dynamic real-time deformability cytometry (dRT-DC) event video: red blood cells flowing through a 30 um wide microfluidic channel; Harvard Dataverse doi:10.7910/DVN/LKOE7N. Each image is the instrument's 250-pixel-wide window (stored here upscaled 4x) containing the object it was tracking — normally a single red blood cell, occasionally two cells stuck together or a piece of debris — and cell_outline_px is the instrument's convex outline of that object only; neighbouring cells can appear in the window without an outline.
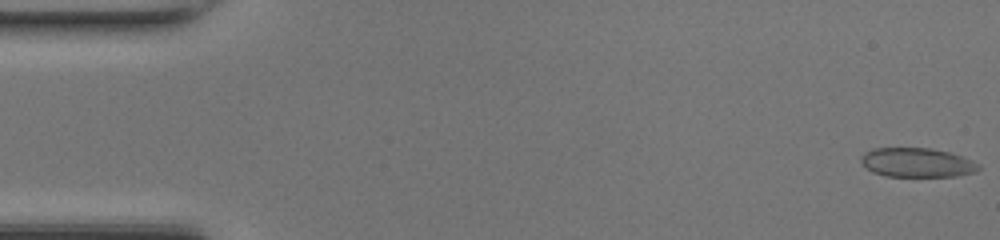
{"species": "common noctule bat (a hibernating species)", "species_latin": "Nyctalus noctula", "temperature_condition": "room temperature", "stored_images_in_passage": 42, "camera_frame_rate_fps": 3000, "um_per_image_px": 0.085, "animal": {"sex": "female", "body_mass_g": 17.0, "forearm_length_mm": 48.0}, "frame": {"image": 1, "passage_image": 1, "time_ms": 0.0, "image_size_px": [1000, 240], "cell_outline_px": [[980, 168], [976, 172], [956, 176], [884, 176], [872, 172], [860, 160], [860, 156], [864, 152], [872, 148], [932, 148], [948, 152], [972, 160], [980, 164]], "centroid_in_image_um": [77.94, 13.81], "position_along_channel_um": 7.1, "area_um2": 20.06}}
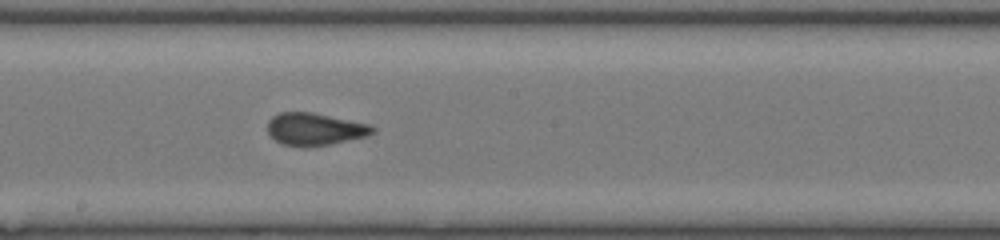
{"frame": {"image": 2, "passage_image": 26, "time_ms": 8.333, "image_size_px": [1000, 240], "cell_outline_px": [[376, 132], [368, 136], [332, 144], [304, 148], [280, 144], [268, 132], [268, 120], [272, 116], [280, 112], [312, 112], [372, 124], [376, 128]], "centroid_in_image_um": [26.8, 10.99], "position_along_channel_um": 221.4, "area_um2": 20.29}}
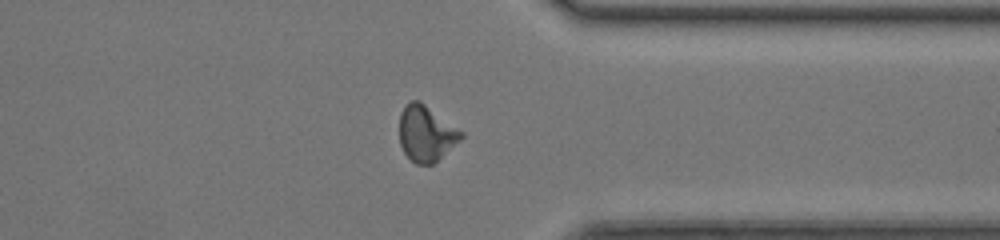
{"frame": {"image": 3, "passage_image": 37, "time_ms": 12.0, "image_size_px": [1000, 240], "cell_outline_px": [[464, 136], [460, 140], [432, 164], [416, 164], [404, 152], [400, 144], [400, 112], [412, 100], [420, 100], [464, 132]], "centroid_in_image_um": [36.23, 11.33], "position_along_channel_um": 375.2, "area_um2": 19.83}, "authors_computed_cell_mechanics": {"area_um2": 20.0566, "velocity_mm_per_s": 4.3526, "shape_relaxation_time_tau1_ms": 9.5308, "shape_relaxation_time_tau2_ms": 0.9664, "deformation_change_tau1": 0.1645, "deformation_change_tau2": 0.0641}}